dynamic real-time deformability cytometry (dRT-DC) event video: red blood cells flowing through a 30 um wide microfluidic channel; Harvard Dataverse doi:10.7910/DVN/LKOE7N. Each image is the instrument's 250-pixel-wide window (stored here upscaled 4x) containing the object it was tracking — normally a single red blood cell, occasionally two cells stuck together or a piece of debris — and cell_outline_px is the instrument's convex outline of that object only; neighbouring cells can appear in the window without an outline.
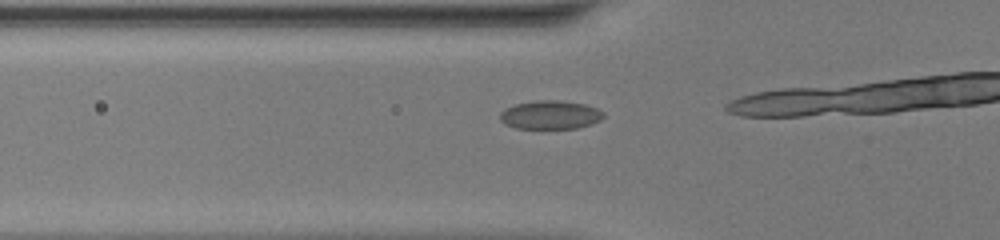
{"species": "common noctule bat (a hibernating species)", "species_latin": "Nyctalus noctula", "temperature_condition": "warm", "stored_images_in_passage": 15, "camera_frame_rate_fps": 3000, "um_per_image_px": 0.085, "animal": {"sex": "female", "body_mass_g": 20.0, "forearm_length_mm": 54.0}, "frame": {"image": 1, "passage_image": 13, "time_ms": 4.0, "image_size_px": [1000, 240], "cell_outline_px": [[604, 116], [600, 120], [592, 124], [576, 128], [516, 128], [504, 124], [500, 120], [500, 112], [504, 108], [516, 104], [536, 100], [560, 100], [584, 104], [596, 108], [604, 112]], "centroid_in_image_um": [46.76, 9.76], "position_along_channel_um": 79.0, "area_um2": 17.28}}